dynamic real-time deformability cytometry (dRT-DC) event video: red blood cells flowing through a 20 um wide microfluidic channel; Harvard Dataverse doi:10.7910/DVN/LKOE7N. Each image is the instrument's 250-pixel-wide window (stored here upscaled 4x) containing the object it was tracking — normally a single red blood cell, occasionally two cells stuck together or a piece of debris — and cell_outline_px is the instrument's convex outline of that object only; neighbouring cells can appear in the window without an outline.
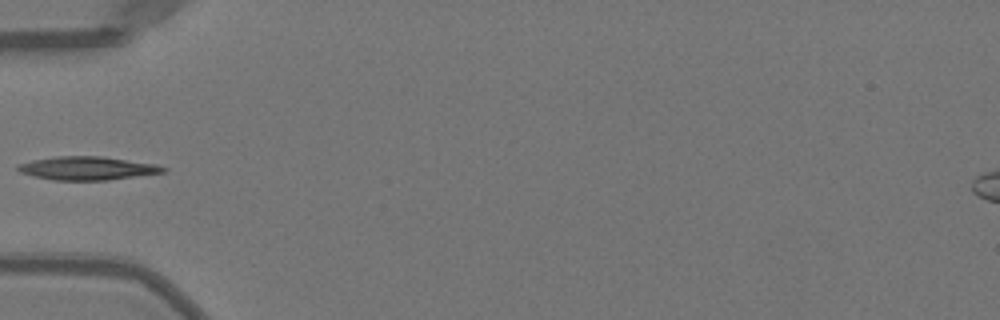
{"species": "Egyptian fruit bat (a non-hibernating species)", "species_latin": "Rousettus aegyptiacus", "temperature_condition": "warm", "stored_images_in_passage": 34, "camera_frame_rate_fps": 3000, "um_per_image_px": 0.085, "animal": {"sex": "female"}, "frame": {"image": 1, "passage_image": 1, "time_ms": 0.0, "image_size_px": [1000, 320], "cell_outline_px": [[168, 168], [164, 172], [108, 180], [52, 180], [32, 176], [20, 172], [16, 168], [16, 164], [32, 160], [56, 156], [100, 156], [156, 164]], "centroid_in_image_um": [7.37, 14.3], "position_along_channel_um": 77.6, "area_um2": 19.83}}
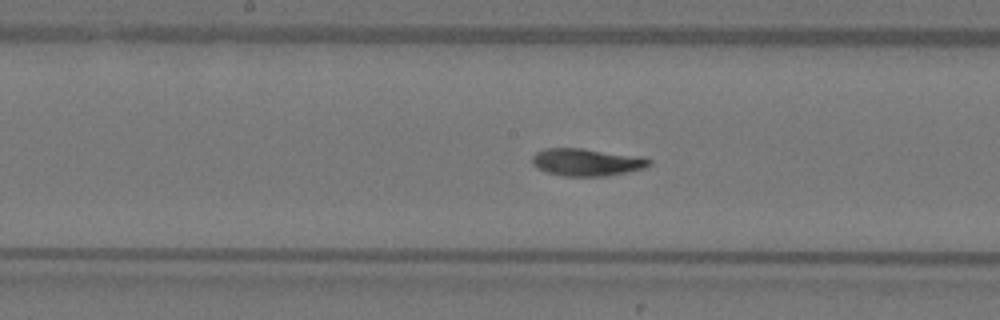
{"frame": {"image": 2, "passage_image": 10, "time_ms": 3.0, "image_size_px": [1000, 320], "cell_outline_px": [[652, 164], [644, 168], [608, 176], [560, 176], [536, 168], [532, 164], [532, 156], [536, 152], [544, 148], [580, 148], [640, 156], [652, 160]], "centroid_in_image_um": [49.85, 13.79], "position_along_channel_um": 198.3, "area_um2": 18.79}}
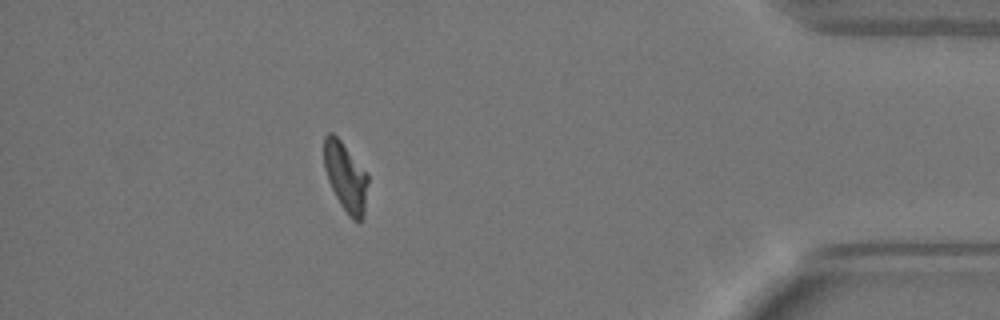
{"frame": {"image": 3, "passage_image": 29, "time_ms": 9.333, "image_size_px": [1000, 320], "cell_outline_px": [[368, 180], [364, 216], [360, 220], [352, 220], [348, 216], [340, 204], [328, 180], [324, 168], [324, 136], [328, 132], [332, 132], [340, 140], [368, 172]], "centroid_in_image_um": [29.38, 15.03], "position_along_channel_um": 405.8, "area_um2": 17.74}}